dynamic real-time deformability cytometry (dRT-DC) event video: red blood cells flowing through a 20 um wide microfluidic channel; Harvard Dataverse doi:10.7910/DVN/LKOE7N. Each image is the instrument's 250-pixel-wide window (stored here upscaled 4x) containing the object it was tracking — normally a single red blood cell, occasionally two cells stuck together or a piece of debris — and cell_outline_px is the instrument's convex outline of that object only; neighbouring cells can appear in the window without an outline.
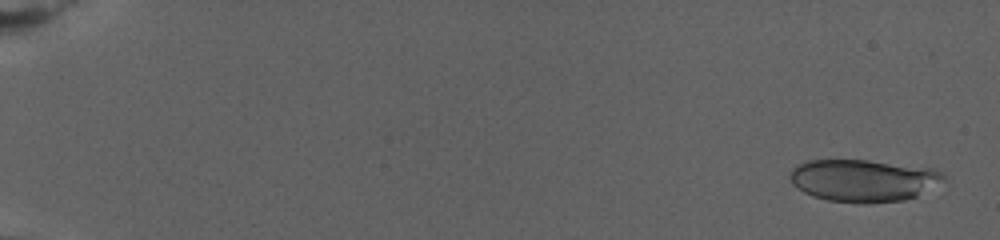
{"species": "human", "species_latin": "Homo sapiens", "temperature_condition": "warm", "stored_images_in_passage": 25, "camera_frame_rate_fps": 3000, "um_per_image_px": 0.085, "donor": {"sex": "female"}, "frame": {"image": 1, "passage_image": 3, "time_ms": 0.667, "image_size_px": [1000, 240], "cell_outline_px": [[944, 180], [916, 196], [904, 200], [856, 204], [828, 200], [812, 196], [804, 192], [792, 184], [792, 168], [796, 164], [808, 160], [868, 160], [932, 168], [940, 172], [944, 176]], "centroid_in_image_um": [73.35, 15.34], "position_along_channel_um": 11.6, "area_um2": 37.63}}
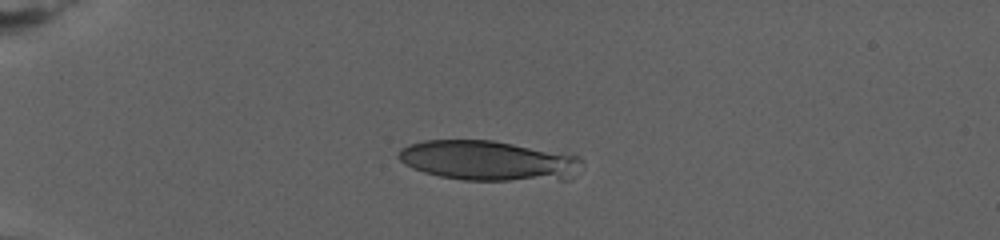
{"frame": {"image": 2, "passage_image": 19, "time_ms": 7.333, "image_size_px": [1000, 240], "cell_outline_px": [[584, 164], [576, 176], [572, 180], [464, 180], [440, 176], [424, 172], [412, 168], [404, 164], [396, 156], [400, 148], [408, 144], [424, 140], [492, 140], [580, 156], [584, 160]], "centroid_in_image_um": [41.56, 13.66], "position_along_channel_um": 43.4, "area_um2": 43.29}}